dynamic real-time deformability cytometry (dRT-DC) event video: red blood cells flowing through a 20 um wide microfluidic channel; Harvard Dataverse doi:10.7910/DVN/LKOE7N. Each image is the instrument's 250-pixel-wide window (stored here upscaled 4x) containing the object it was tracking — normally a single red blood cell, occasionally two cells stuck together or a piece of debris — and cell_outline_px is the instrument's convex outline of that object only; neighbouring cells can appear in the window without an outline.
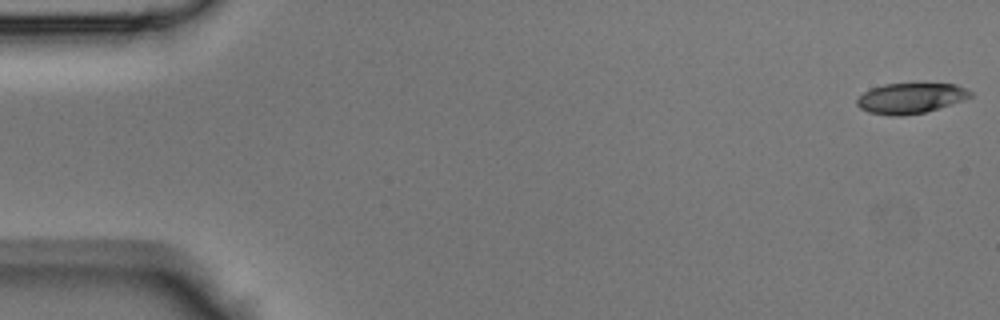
{"species": "Egyptian fruit bat (a non-hibernating species)", "species_latin": "Rousettus aegyptiacus", "temperature_condition": "room temperature", "stored_images_in_passage": 48, "camera_frame_rate_fps": 3000, "um_per_image_px": 0.085, "animal": {"sex": "male"}, "frame": {"image": 1, "passage_image": 1, "time_ms": 0.0, "image_size_px": [1000, 320], "cell_outline_px": [[972, 96], [964, 100], [924, 112], [900, 116], [888, 116], [868, 112], [860, 108], [856, 104], [856, 100], [864, 92], [872, 88], [884, 84], [916, 80], [956, 84], [972, 92]], "centroid_in_image_um": [77.41, 8.29], "position_along_channel_um": 7.6, "area_um2": 20.98}}
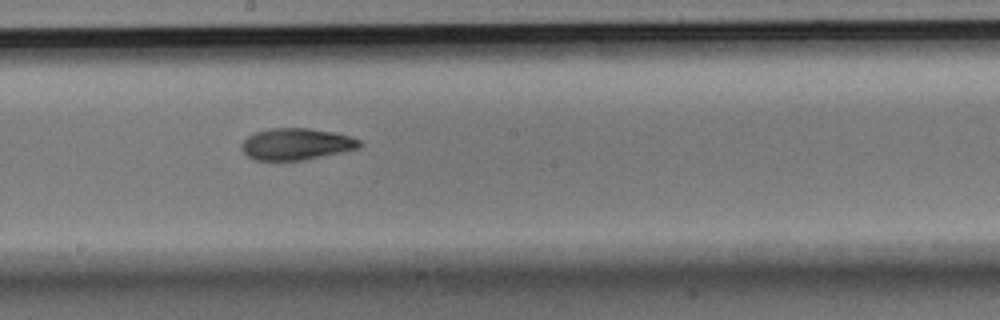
{"frame": {"image": 2, "passage_image": 26, "time_ms": 8.333, "image_size_px": [1000, 320], "cell_outline_px": [[364, 144], [360, 148], [304, 160], [252, 160], [240, 148], [240, 144], [248, 136], [256, 132], [268, 128], [308, 128], [332, 132], [348, 136], [360, 140]], "centroid_in_image_um": [25.17, 12.25], "position_along_channel_um": 223.0, "area_um2": 21.79}}
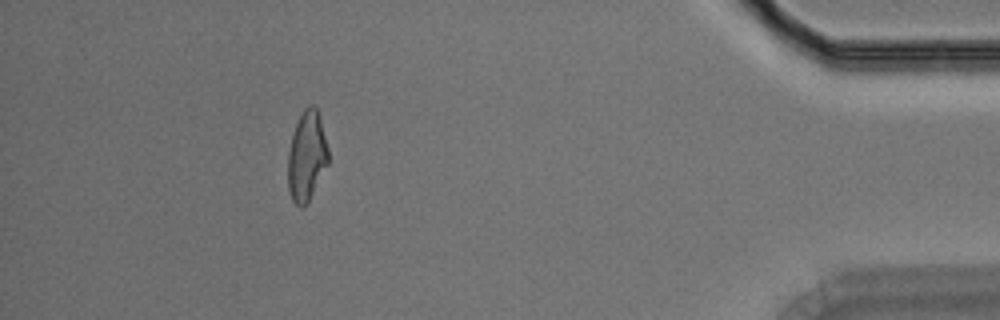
{"frame": {"image": 3, "passage_image": 43, "time_ms": 14.0, "image_size_px": [1000, 320], "cell_outline_px": [[328, 164], [308, 200], [300, 208], [292, 200], [288, 192], [288, 152], [292, 136], [296, 124], [304, 108], [308, 104], [312, 104], [316, 108], [320, 116], [328, 148]], "centroid_in_image_um": [26.07, 13.24], "position_along_channel_um": 409.1, "area_um2": 20.92}}